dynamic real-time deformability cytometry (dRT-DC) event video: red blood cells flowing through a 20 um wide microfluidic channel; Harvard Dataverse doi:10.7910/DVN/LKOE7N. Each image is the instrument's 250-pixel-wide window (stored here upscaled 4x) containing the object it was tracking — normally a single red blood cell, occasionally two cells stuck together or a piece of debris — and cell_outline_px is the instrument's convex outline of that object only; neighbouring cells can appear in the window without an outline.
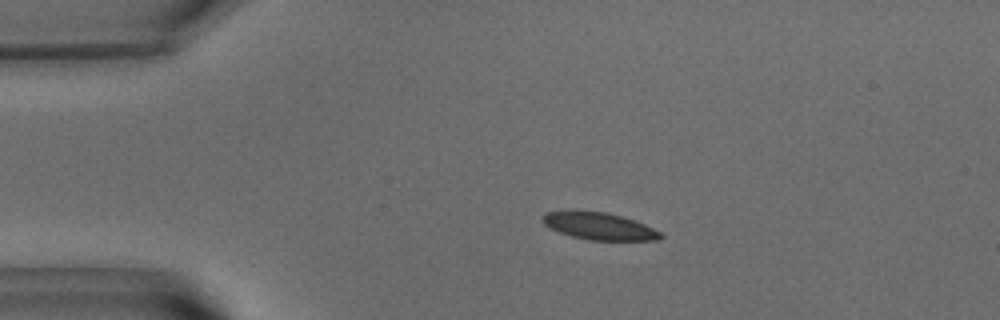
{"species": "common noctule bat (a hibernating species)", "species_latin": "Nyctalus noctula", "temperature_condition": "warm", "stored_images_in_passage": 43, "camera_frame_rate_fps": 3000, "um_per_image_px": 0.085, "animal": {"sex": "male", "body_mass_g": 15.6}, "frame": {"image": 1, "passage_image": 1, "time_ms": 0.0, "image_size_px": [1000, 320], "cell_outline_px": [[664, 236], [656, 240], [588, 240], [572, 236], [560, 232], [544, 224], [540, 220], [548, 212], [604, 212], [620, 216], [644, 224], [660, 232]], "centroid_in_image_um": [50.95, 19.25], "position_along_channel_um": 34.0, "area_um2": 17.98}}
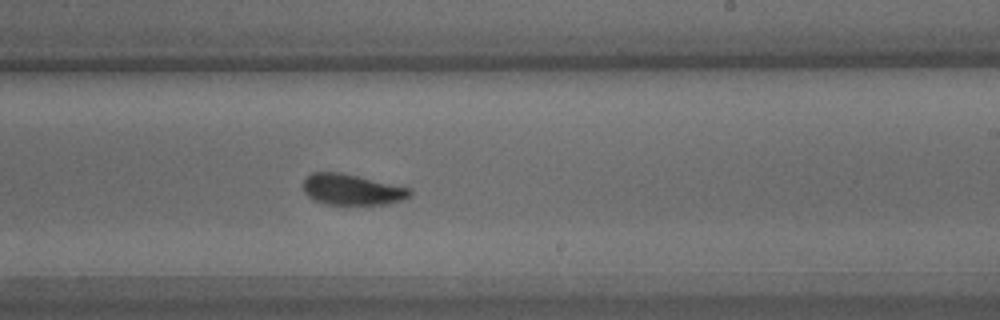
{"frame": {"image": 2, "passage_image": 22, "time_ms": 7.0, "image_size_px": [1000, 320], "cell_outline_px": [[412, 196], [388, 204], [324, 204], [308, 196], [304, 192], [304, 180], [312, 172], [340, 172], [412, 188]], "centroid_in_image_um": [29.94, 16.11], "position_along_channel_um": 259.1, "area_um2": 19.13}}
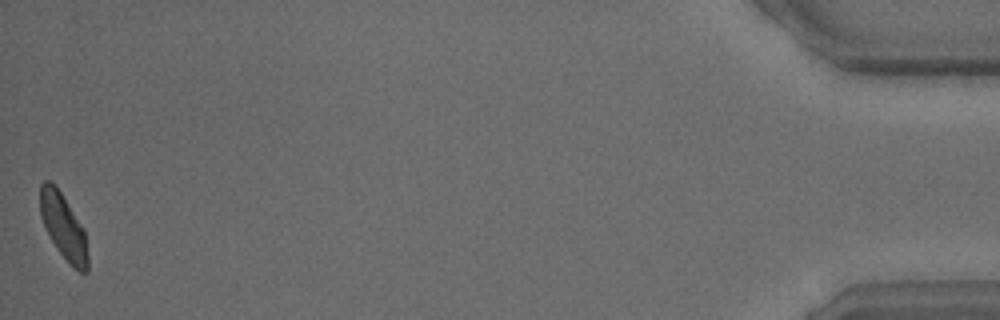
{"frame": {"image": 3, "passage_image": 43, "time_ms": 14.0, "image_size_px": [1000, 320], "cell_outline_px": [[88, 272], [80, 272], [56, 248], [40, 216], [40, 184], [44, 180], [48, 180], [60, 192], [84, 228], [88, 256]], "centroid_in_image_um": [5.39, 19.25], "position_along_channel_um": 429.8, "area_um2": 17.63}, "authors_computed_cell_mechanics": {"area_um2": 19.5364, "velocity_mm_per_s": 3.7994, "shape_relaxation_time_tau1_ms": 3.0153, "shape_relaxation_time_tau2_ms": 0.9265, "deformation_change_tau1": 0.1281, "deformation_change_tau2": 0.0734}}